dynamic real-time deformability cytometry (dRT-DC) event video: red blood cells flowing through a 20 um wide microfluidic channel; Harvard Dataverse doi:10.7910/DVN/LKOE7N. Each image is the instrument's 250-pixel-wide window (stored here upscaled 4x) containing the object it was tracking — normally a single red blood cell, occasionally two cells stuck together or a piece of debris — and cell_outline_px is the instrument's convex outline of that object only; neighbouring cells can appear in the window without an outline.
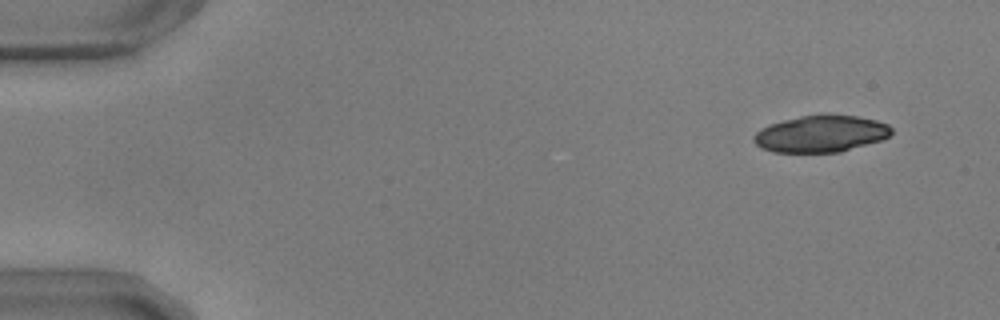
{"species": "common noctule bat (a hibernating species)", "species_latin": "Nyctalus noctula", "temperature_condition": "warm", "stored_images_in_passage": 52, "camera_frame_rate_fps": 3000, "um_per_image_px": 0.085, "animal": {"sex": "male", "body_mass_g": 17.9, "forearm_length_mm": 54.2}, "frame": {"image": 1, "passage_image": 1, "time_ms": 0.0, "image_size_px": [1000, 320], "cell_outline_px": [[892, 132], [888, 136], [880, 140], [840, 152], [772, 152], [760, 148], [752, 140], [752, 136], [760, 128], [784, 120], [800, 116], [856, 116], [876, 120], [888, 124], [892, 128]], "centroid_in_image_um": [69.73, 11.39], "position_along_channel_um": 15.3, "area_um2": 29.07}}